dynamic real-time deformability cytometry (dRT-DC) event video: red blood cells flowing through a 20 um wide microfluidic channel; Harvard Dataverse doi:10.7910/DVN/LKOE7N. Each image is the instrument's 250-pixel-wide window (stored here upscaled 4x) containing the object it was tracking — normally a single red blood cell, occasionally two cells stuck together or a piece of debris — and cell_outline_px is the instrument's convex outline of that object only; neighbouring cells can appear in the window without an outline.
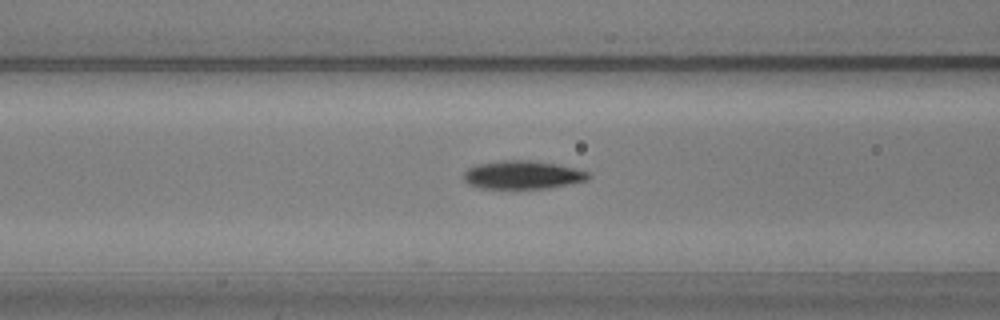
{"species": "common noctule bat (a hibernating species)", "species_latin": "Nyctalus noctula", "temperature_condition": "warm", "stored_images_in_passage": 40, "camera_frame_rate_fps": 3000, "um_per_image_px": 0.085, "animal": {"sex": "male", "body_mass_g": 20.5, "forearm_length_mm": 52.5}, "frame": {"image": 1, "passage_image": 8, "time_ms": 2.333, "image_size_px": [1000, 320], "cell_outline_px": [[592, 176], [588, 180], [548, 188], [480, 188], [468, 184], [464, 180], [464, 172], [468, 168], [476, 164], [500, 160], [532, 160], [556, 164], [588, 172]], "centroid_in_image_um": [44.4, 14.86], "position_along_channel_um": 122.2, "area_um2": 20.52}}
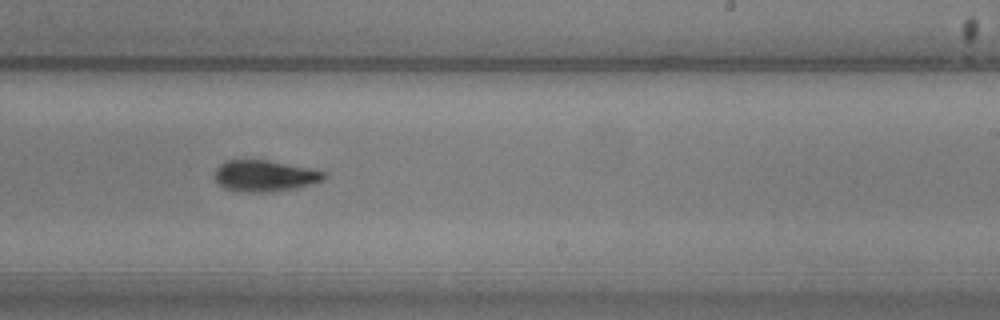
{"frame": {"image": 2, "passage_image": 20, "time_ms": 6.333, "image_size_px": [1000, 320], "cell_outline_px": [[328, 176], [324, 180], [296, 188], [272, 192], [248, 192], [224, 188], [216, 180], [216, 168], [224, 160], [268, 160], [308, 168], [324, 172]], "centroid_in_image_um": [22.51, 14.95], "position_along_channel_um": 266.5, "area_um2": 19.77}}
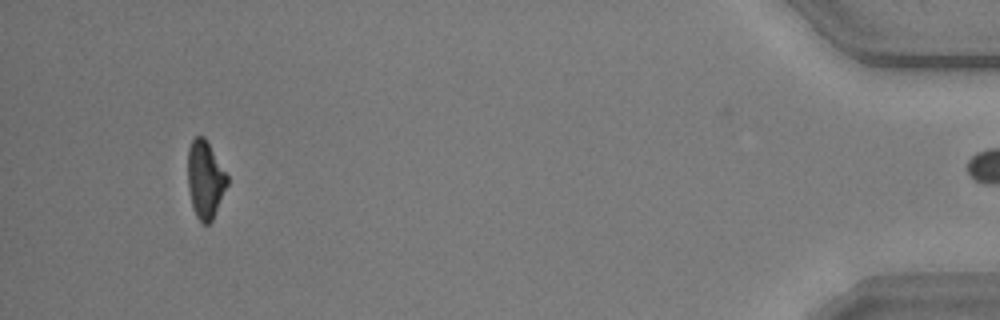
{"frame": {"image": 3, "passage_image": 39, "time_ms": 12.667, "image_size_px": [1000, 320], "cell_outline_px": [[228, 184], [212, 220], [208, 224], [204, 224], [196, 216], [192, 208], [188, 188], [188, 148], [192, 140], [196, 136], [204, 136], [228, 176]], "centroid_in_image_um": [17.43, 15.26], "position_along_channel_um": 417.8, "area_um2": 17.74}}